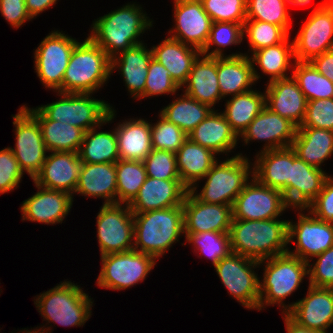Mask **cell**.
<instances>
[{
    "label": "cell",
    "instance_id": "cell-1",
    "mask_svg": "<svg viewBox=\"0 0 333 333\" xmlns=\"http://www.w3.org/2000/svg\"><path fill=\"white\" fill-rule=\"evenodd\" d=\"M288 221L232 219L229 230L231 251L263 261L288 251Z\"/></svg>",
    "mask_w": 333,
    "mask_h": 333
},
{
    "label": "cell",
    "instance_id": "cell-2",
    "mask_svg": "<svg viewBox=\"0 0 333 333\" xmlns=\"http://www.w3.org/2000/svg\"><path fill=\"white\" fill-rule=\"evenodd\" d=\"M140 5L127 4L97 18L88 37L112 59L120 52L142 43L139 36L152 27Z\"/></svg>",
    "mask_w": 333,
    "mask_h": 333
},
{
    "label": "cell",
    "instance_id": "cell-3",
    "mask_svg": "<svg viewBox=\"0 0 333 333\" xmlns=\"http://www.w3.org/2000/svg\"><path fill=\"white\" fill-rule=\"evenodd\" d=\"M133 249L159 259L184 234L183 206L133 213Z\"/></svg>",
    "mask_w": 333,
    "mask_h": 333
},
{
    "label": "cell",
    "instance_id": "cell-4",
    "mask_svg": "<svg viewBox=\"0 0 333 333\" xmlns=\"http://www.w3.org/2000/svg\"><path fill=\"white\" fill-rule=\"evenodd\" d=\"M111 75V58L87 37L74 47L62 80V93L93 94Z\"/></svg>",
    "mask_w": 333,
    "mask_h": 333
},
{
    "label": "cell",
    "instance_id": "cell-5",
    "mask_svg": "<svg viewBox=\"0 0 333 333\" xmlns=\"http://www.w3.org/2000/svg\"><path fill=\"white\" fill-rule=\"evenodd\" d=\"M264 262L263 280L259 281L258 311L265 305L278 304L283 307L282 313L286 314L287 305L283 300L298 289L304 277L309 276L308 262L288 252L264 259L259 264L263 265Z\"/></svg>",
    "mask_w": 333,
    "mask_h": 333
},
{
    "label": "cell",
    "instance_id": "cell-6",
    "mask_svg": "<svg viewBox=\"0 0 333 333\" xmlns=\"http://www.w3.org/2000/svg\"><path fill=\"white\" fill-rule=\"evenodd\" d=\"M71 281H64L38 295L34 304L43 320L62 326H83L91 317L92 299Z\"/></svg>",
    "mask_w": 333,
    "mask_h": 333
},
{
    "label": "cell",
    "instance_id": "cell-7",
    "mask_svg": "<svg viewBox=\"0 0 333 333\" xmlns=\"http://www.w3.org/2000/svg\"><path fill=\"white\" fill-rule=\"evenodd\" d=\"M213 164L210 171L203 177L207 179L200 193L193 186L190 191L202 202L233 206L236 197L253 176L250 160L242 153L225 161ZM251 167V169H250Z\"/></svg>",
    "mask_w": 333,
    "mask_h": 333
},
{
    "label": "cell",
    "instance_id": "cell-8",
    "mask_svg": "<svg viewBox=\"0 0 333 333\" xmlns=\"http://www.w3.org/2000/svg\"><path fill=\"white\" fill-rule=\"evenodd\" d=\"M56 102L38 108L53 121L68 123L84 132L110 123L115 110L107 102L95 99L89 93H61ZM92 97V98H91Z\"/></svg>",
    "mask_w": 333,
    "mask_h": 333
},
{
    "label": "cell",
    "instance_id": "cell-9",
    "mask_svg": "<svg viewBox=\"0 0 333 333\" xmlns=\"http://www.w3.org/2000/svg\"><path fill=\"white\" fill-rule=\"evenodd\" d=\"M97 285L111 290H125L145 280L156 259L135 249L101 256Z\"/></svg>",
    "mask_w": 333,
    "mask_h": 333
},
{
    "label": "cell",
    "instance_id": "cell-10",
    "mask_svg": "<svg viewBox=\"0 0 333 333\" xmlns=\"http://www.w3.org/2000/svg\"><path fill=\"white\" fill-rule=\"evenodd\" d=\"M259 266L258 261L231 252L214 268L228 293L237 302L245 308L258 310L260 278L253 269Z\"/></svg>",
    "mask_w": 333,
    "mask_h": 333
},
{
    "label": "cell",
    "instance_id": "cell-11",
    "mask_svg": "<svg viewBox=\"0 0 333 333\" xmlns=\"http://www.w3.org/2000/svg\"><path fill=\"white\" fill-rule=\"evenodd\" d=\"M78 41L62 31H52L34 52V63L41 83L62 93V80L72 51Z\"/></svg>",
    "mask_w": 333,
    "mask_h": 333
},
{
    "label": "cell",
    "instance_id": "cell-12",
    "mask_svg": "<svg viewBox=\"0 0 333 333\" xmlns=\"http://www.w3.org/2000/svg\"><path fill=\"white\" fill-rule=\"evenodd\" d=\"M104 204L97 215V239L101 256L133 249L134 217L129 205Z\"/></svg>",
    "mask_w": 333,
    "mask_h": 333
},
{
    "label": "cell",
    "instance_id": "cell-13",
    "mask_svg": "<svg viewBox=\"0 0 333 333\" xmlns=\"http://www.w3.org/2000/svg\"><path fill=\"white\" fill-rule=\"evenodd\" d=\"M297 62H311L324 52L333 50V7L321 2L307 17L293 40Z\"/></svg>",
    "mask_w": 333,
    "mask_h": 333
},
{
    "label": "cell",
    "instance_id": "cell-14",
    "mask_svg": "<svg viewBox=\"0 0 333 333\" xmlns=\"http://www.w3.org/2000/svg\"><path fill=\"white\" fill-rule=\"evenodd\" d=\"M15 148L10 147L19 167L32 178L41 171L48 152L37 119L24 107L13 115Z\"/></svg>",
    "mask_w": 333,
    "mask_h": 333
},
{
    "label": "cell",
    "instance_id": "cell-15",
    "mask_svg": "<svg viewBox=\"0 0 333 333\" xmlns=\"http://www.w3.org/2000/svg\"><path fill=\"white\" fill-rule=\"evenodd\" d=\"M251 180L235 199L232 206L233 219H276L285 209L290 208L280 190L261 184L253 176Z\"/></svg>",
    "mask_w": 333,
    "mask_h": 333
},
{
    "label": "cell",
    "instance_id": "cell-16",
    "mask_svg": "<svg viewBox=\"0 0 333 333\" xmlns=\"http://www.w3.org/2000/svg\"><path fill=\"white\" fill-rule=\"evenodd\" d=\"M297 210H300L297 223L288 221V244L296 238V249L294 251L288 249L287 252L309 262L313 260L312 257L333 246V223L316 218L310 211L307 215L303 214L302 211L306 208H297Z\"/></svg>",
    "mask_w": 333,
    "mask_h": 333
},
{
    "label": "cell",
    "instance_id": "cell-17",
    "mask_svg": "<svg viewBox=\"0 0 333 333\" xmlns=\"http://www.w3.org/2000/svg\"><path fill=\"white\" fill-rule=\"evenodd\" d=\"M175 26L170 37L200 51L205 47L213 24L200 0H174ZM173 31V32H172Z\"/></svg>",
    "mask_w": 333,
    "mask_h": 333
},
{
    "label": "cell",
    "instance_id": "cell-18",
    "mask_svg": "<svg viewBox=\"0 0 333 333\" xmlns=\"http://www.w3.org/2000/svg\"><path fill=\"white\" fill-rule=\"evenodd\" d=\"M182 206L184 234L229 232L233 219L232 206L202 202L190 190Z\"/></svg>",
    "mask_w": 333,
    "mask_h": 333
},
{
    "label": "cell",
    "instance_id": "cell-19",
    "mask_svg": "<svg viewBox=\"0 0 333 333\" xmlns=\"http://www.w3.org/2000/svg\"><path fill=\"white\" fill-rule=\"evenodd\" d=\"M287 314L305 328L328 333L333 325V288L309 285L303 299L287 306Z\"/></svg>",
    "mask_w": 333,
    "mask_h": 333
},
{
    "label": "cell",
    "instance_id": "cell-20",
    "mask_svg": "<svg viewBox=\"0 0 333 333\" xmlns=\"http://www.w3.org/2000/svg\"><path fill=\"white\" fill-rule=\"evenodd\" d=\"M297 126L290 120L272 112L266 106L240 135L244 144L252 140L265 141L261 152L291 147Z\"/></svg>",
    "mask_w": 333,
    "mask_h": 333
},
{
    "label": "cell",
    "instance_id": "cell-21",
    "mask_svg": "<svg viewBox=\"0 0 333 333\" xmlns=\"http://www.w3.org/2000/svg\"><path fill=\"white\" fill-rule=\"evenodd\" d=\"M82 161L78 152H51L33 181L44 188L63 191L73 196Z\"/></svg>",
    "mask_w": 333,
    "mask_h": 333
},
{
    "label": "cell",
    "instance_id": "cell-22",
    "mask_svg": "<svg viewBox=\"0 0 333 333\" xmlns=\"http://www.w3.org/2000/svg\"><path fill=\"white\" fill-rule=\"evenodd\" d=\"M188 188L181 180H163L146 177L137 196L129 204L133 213L182 206Z\"/></svg>",
    "mask_w": 333,
    "mask_h": 333
},
{
    "label": "cell",
    "instance_id": "cell-23",
    "mask_svg": "<svg viewBox=\"0 0 333 333\" xmlns=\"http://www.w3.org/2000/svg\"><path fill=\"white\" fill-rule=\"evenodd\" d=\"M34 184L38 192L23 201L20 208L22 220L47 225L62 223L65 216L70 212L74 197L63 191L44 188L35 182Z\"/></svg>",
    "mask_w": 333,
    "mask_h": 333
},
{
    "label": "cell",
    "instance_id": "cell-24",
    "mask_svg": "<svg viewBox=\"0 0 333 333\" xmlns=\"http://www.w3.org/2000/svg\"><path fill=\"white\" fill-rule=\"evenodd\" d=\"M266 86L265 106L300 127L305 117L307 100L293 76L272 81Z\"/></svg>",
    "mask_w": 333,
    "mask_h": 333
},
{
    "label": "cell",
    "instance_id": "cell-25",
    "mask_svg": "<svg viewBox=\"0 0 333 333\" xmlns=\"http://www.w3.org/2000/svg\"><path fill=\"white\" fill-rule=\"evenodd\" d=\"M217 75L221 96L237 95L251 90L261 78L246 53L217 57Z\"/></svg>",
    "mask_w": 333,
    "mask_h": 333
},
{
    "label": "cell",
    "instance_id": "cell-26",
    "mask_svg": "<svg viewBox=\"0 0 333 333\" xmlns=\"http://www.w3.org/2000/svg\"><path fill=\"white\" fill-rule=\"evenodd\" d=\"M252 171L261 184L280 190L290 206L291 147L259 152Z\"/></svg>",
    "mask_w": 333,
    "mask_h": 333
},
{
    "label": "cell",
    "instance_id": "cell-27",
    "mask_svg": "<svg viewBox=\"0 0 333 333\" xmlns=\"http://www.w3.org/2000/svg\"><path fill=\"white\" fill-rule=\"evenodd\" d=\"M329 177L322 169L304 162L291 148L290 207L307 208Z\"/></svg>",
    "mask_w": 333,
    "mask_h": 333
},
{
    "label": "cell",
    "instance_id": "cell-28",
    "mask_svg": "<svg viewBox=\"0 0 333 333\" xmlns=\"http://www.w3.org/2000/svg\"><path fill=\"white\" fill-rule=\"evenodd\" d=\"M184 86L186 95L213 108L223 98L218 84L217 57L200 54L194 61L182 87Z\"/></svg>",
    "mask_w": 333,
    "mask_h": 333
},
{
    "label": "cell",
    "instance_id": "cell-29",
    "mask_svg": "<svg viewBox=\"0 0 333 333\" xmlns=\"http://www.w3.org/2000/svg\"><path fill=\"white\" fill-rule=\"evenodd\" d=\"M142 43L120 52L111 59V73L115 68L120 70L125 85L134 99L145 91L148 66L153 58L151 49Z\"/></svg>",
    "mask_w": 333,
    "mask_h": 333
},
{
    "label": "cell",
    "instance_id": "cell-30",
    "mask_svg": "<svg viewBox=\"0 0 333 333\" xmlns=\"http://www.w3.org/2000/svg\"><path fill=\"white\" fill-rule=\"evenodd\" d=\"M188 138L215 154L231 152L239 137L232 130L223 113L213 110L189 134Z\"/></svg>",
    "mask_w": 333,
    "mask_h": 333
},
{
    "label": "cell",
    "instance_id": "cell-31",
    "mask_svg": "<svg viewBox=\"0 0 333 333\" xmlns=\"http://www.w3.org/2000/svg\"><path fill=\"white\" fill-rule=\"evenodd\" d=\"M116 164L82 162L74 193L87 197L104 198V204L116 203Z\"/></svg>",
    "mask_w": 333,
    "mask_h": 333
},
{
    "label": "cell",
    "instance_id": "cell-32",
    "mask_svg": "<svg viewBox=\"0 0 333 333\" xmlns=\"http://www.w3.org/2000/svg\"><path fill=\"white\" fill-rule=\"evenodd\" d=\"M151 51L153 58L163 64L180 88L187 81L194 61L201 54L199 49L170 36L158 46H152Z\"/></svg>",
    "mask_w": 333,
    "mask_h": 333
},
{
    "label": "cell",
    "instance_id": "cell-33",
    "mask_svg": "<svg viewBox=\"0 0 333 333\" xmlns=\"http://www.w3.org/2000/svg\"><path fill=\"white\" fill-rule=\"evenodd\" d=\"M116 127L119 158L144 161L152 151L150 122L142 118L130 119Z\"/></svg>",
    "mask_w": 333,
    "mask_h": 333
},
{
    "label": "cell",
    "instance_id": "cell-34",
    "mask_svg": "<svg viewBox=\"0 0 333 333\" xmlns=\"http://www.w3.org/2000/svg\"><path fill=\"white\" fill-rule=\"evenodd\" d=\"M23 106L37 119L48 152H79L85 133L82 129L50 120L38 107Z\"/></svg>",
    "mask_w": 333,
    "mask_h": 333
},
{
    "label": "cell",
    "instance_id": "cell-35",
    "mask_svg": "<svg viewBox=\"0 0 333 333\" xmlns=\"http://www.w3.org/2000/svg\"><path fill=\"white\" fill-rule=\"evenodd\" d=\"M291 148L304 162L321 169V164L333 154V131L298 127Z\"/></svg>",
    "mask_w": 333,
    "mask_h": 333
},
{
    "label": "cell",
    "instance_id": "cell-36",
    "mask_svg": "<svg viewBox=\"0 0 333 333\" xmlns=\"http://www.w3.org/2000/svg\"><path fill=\"white\" fill-rule=\"evenodd\" d=\"M177 168L181 182L190 190L210 171L217 161L212 150L192 142L189 138L178 149Z\"/></svg>",
    "mask_w": 333,
    "mask_h": 333
},
{
    "label": "cell",
    "instance_id": "cell-37",
    "mask_svg": "<svg viewBox=\"0 0 333 333\" xmlns=\"http://www.w3.org/2000/svg\"><path fill=\"white\" fill-rule=\"evenodd\" d=\"M265 107V93L257 90L237 94L226 101L223 115L240 138L247 126Z\"/></svg>",
    "mask_w": 333,
    "mask_h": 333
},
{
    "label": "cell",
    "instance_id": "cell-38",
    "mask_svg": "<svg viewBox=\"0 0 333 333\" xmlns=\"http://www.w3.org/2000/svg\"><path fill=\"white\" fill-rule=\"evenodd\" d=\"M289 40L288 36L281 43L253 52L250 57L253 65L257 64L256 66H259L264 74L269 75V83L289 77L286 71L294 65L290 61L292 59L295 61L293 41L289 42Z\"/></svg>",
    "mask_w": 333,
    "mask_h": 333
},
{
    "label": "cell",
    "instance_id": "cell-39",
    "mask_svg": "<svg viewBox=\"0 0 333 333\" xmlns=\"http://www.w3.org/2000/svg\"><path fill=\"white\" fill-rule=\"evenodd\" d=\"M96 128L84 133L78 152L80 160L85 163H116L120 158L115 129L98 132Z\"/></svg>",
    "mask_w": 333,
    "mask_h": 333
},
{
    "label": "cell",
    "instance_id": "cell-40",
    "mask_svg": "<svg viewBox=\"0 0 333 333\" xmlns=\"http://www.w3.org/2000/svg\"><path fill=\"white\" fill-rule=\"evenodd\" d=\"M181 95V98L176 97L171 104L162 108L160 115L188 135L213 109L185 93Z\"/></svg>",
    "mask_w": 333,
    "mask_h": 333
},
{
    "label": "cell",
    "instance_id": "cell-41",
    "mask_svg": "<svg viewBox=\"0 0 333 333\" xmlns=\"http://www.w3.org/2000/svg\"><path fill=\"white\" fill-rule=\"evenodd\" d=\"M116 203L129 205L147 177L143 161L121 160L116 163Z\"/></svg>",
    "mask_w": 333,
    "mask_h": 333
},
{
    "label": "cell",
    "instance_id": "cell-42",
    "mask_svg": "<svg viewBox=\"0 0 333 333\" xmlns=\"http://www.w3.org/2000/svg\"><path fill=\"white\" fill-rule=\"evenodd\" d=\"M291 74L307 101L333 98V82L319 73L310 62L293 61Z\"/></svg>",
    "mask_w": 333,
    "mask_h": 333
},
{
    "label": "cell",
    "instance_id": "cell-43",
    "mask_svg": "<svg viewBox=\"0 0 333 333\" xmlns=\"http://www.w3.org/2000/svg\"><path fill=\"white\" fill-rule=\"evenodd\" d=\"M184 235L187 243L193 244L194 252L196 250V252L209 257L208 259H211L213 266L232 252L229 232L209 231Z\"/></svg>",
    "mask_w": 333,
    "mask_h": 333
},
{
    "label": "cell",
    "instance_id": "cell-44",
    "mask_svg": "<svg viewBox=\"0 0 333 333\" xmlns=\"http://www.w3.org/2000/svg\"><path fill=\"white\" fill-rule=\"evenodd\" d=\"M284 0H247V20H258L282 27L288 34L292 24Z\"/></svg>",
    "mask_w": 333,
    "mask_h": 333
},
{
    "label": "cell",
    "instance_id": "cell-45",
    "mask_svg": "<svg viewBox=\"0 0 333 333\" xmlns=\"http://www.w3.org/2000/svg\"><path fill=\"white\" fill-rule=\"evenodd\" d=\"M247 40L251 53L283 42L290 36L282 27L258 20H246L243 24V35Z\"/></svg>",
    "mask_w": 333,
    "mask_h": 333
},
{
    "label": "cell",
    "instance_id": "cell-46",
    "mask_svg": "<svg viewBox=\"0 0 333 333\" xmlns=\"http://www.w3.org/2000/svg\"><path fill=\"white\" fill-rule=\"evenodd\" d=\"M243 25L235 22H213L208 41L201 50V55L210 57L225 56L221 47L238 45L243 41ZM216 45L215 49L209 52L210 47Z\"/></svg>",
    "mask_w": 333,
    "mask_h": 333
},
{
    "label": "cell",
    "instance_id": "cell-47",
    "mask_svg": "<svg viewBox=\"0 0 333 333\" xmlns=\"http://www.w3.org/2000/svg\"><path fill=\"white\" fill-rule=\"evenodd\" d=\"M159 118L157 123L154 125L151 124L152 149H162L176 154L178 149L187 140L188 135L160 114Z\"/></svg>",
    "mask_w": 333,
    "mask_h": 333
},
{
    "label": "cell",
    "instance_id": "cell-48",
    "mask_svg": "<svg viewBox=\"0 0 333 333\" xmlns=\"http://www.w3.org/2000/svg\"><path fill=\"white\" fill-rule=\"evenodd\" d=\"M204 11L213 22H235L244 24L247 20V0H200Z\"/></svg>",
    "mask_w": 333,
    "mask_h": 333
},
{
    "label": "cell",
    "instance_id": "cell-49",
    "mask_svg": "<svg viewBox=\"0 0 333 333\" xmlns=\"http://www.w3.org/2000/svg\"><path fill=\"white\" fill-rule=\"evenodd\" d=\"M147 177L163 180H180L176 155L162 149H152L143 161Z\"/></svg>",
    "mask_w": 333,
    "mask_h": 333
},
{
    "label": "cell",
    "instance_id": "cell-50",
    "mask_svg": "<svg viewBox=\"0 0 333 333\" xmlns=\"http://www.w3.org/2000/svg\"><path fill=\"white\" fill-rule=\"evenodd\" d=\"M179 89L180 87L171 78L169 71L163 64L152 58L148 66L145 91L139 99L169 93L173 95Z\"/></svg>",
    "mask_w": 333,
    "mask_h": 333
},
{
    "label": "cell",
    "instance_id": "cell-51",
    "mask_svg": "<svg viewBox=\"0 0 333 333\" xmlns=\"http://www.w3.org/2000/svg\"><path fill=\"white\" fill-rule=\"evenodd\" d=\"M300 127L333 131V98L307 101L305 117Z\"/></svg>",
    "mask_w": 333,
    "mask_h": 333
},
{
    "label": "cell",
    "instance_id": "cell-52",
    "mask_svg": "<svg viewBox=\"0 0 333 333\" xmlns=\"http://www.w3.org/2000/svg\"><path fill=\"white\" fill-rule=\"evenodd\" d=\"M315 257L316 263L308 262L309 285L333 288V246Z\"/></svg>",
    "mask_w": 333,
    "mask_h": 333
},
{
    "label": "cell",
    "instance_id": "cell-53",
    "mask_svg": "<svg viewBox=\"0 0 333 333\" xmlns=\"http://www.w3.org/2000/svg\"><path fill=\"white\" fill-rule=\"evenodd\" d=\"M23 173L10 147L0 150V194L18 188Z\"/></svg>",
    "mask_w": 333,
    "mask_h": 333
},
{
    "label": "cell",
    "instance_id": "cell-54",
    "mask_svg": "<svg viewBox=\"0 0 333 333\" xmlns=\"http://www.w3.org/2000/svg\"><path fill=\"white\" fill-rule=\"evenodd\" d=\"M306 209H310L316 218L333 223V177H329L317 198Z\"/></svg>",
    "mask_w": 333,
    "mask_h": 333
},
{
    "label": "cell",
    "instance_id": "cell-55",
    "mask_svg": "<svg viewBox=\"0 0 333 333\" xmlns=\"http://www.w3.org/2000/svg\"><path fill=\"white\" fill-rule=\"evenodd\" d=\"M0 13L14 28H19L32 19L27 11L25 0H0Z\"/></svg>",
    "mask_w": 333,
    "mask_h": 333
},
{
    "label": "cell",
    "instance_id": "cell-56",
    "mask_svg": "<svg viewBox=\"0 0 333 333\" xmlns=\"http://www.w3.org/2000/svg\"><path fill=\"white\" fill-rule=\"evenodd\" d=\"M310 63L319 73L333 82V50L322 53Z\"/></svg>",
    "mask_w": 333,
    "mask_h": 333
},
{
    "label": "cell",
    "instance_id": "cell-57",
    "mask_svg": "<svg viewBox=\"0 0 333 333\" xmlns=\"http://www.w3.org/2000/svg\"><path fill=\"white\" fill-rule=\"evenodd\" d=\"M58 0H25L27 11L31 18L38 16L49 7L56 4Z\"/></svg>",
    "mask_w": 333,
    "mask_h": 333
},
{
    "label": "cell",
    "instance_id": "cell-58",
    "mask_svg": "<svg viewBox=\"0 0 333 333\" xmlns=\"http://www.w3.org/2000/svg\"><path fill=\"white\" fill-rule=\"evenodd\" d=\"M287 333H322L316 330L305 328L294 321L287 313L283 314Z\"/></svg>",
    "mask_w": 333,
    "mask_h": 333
},
{
    "label": "cell",
    "instance_id": "cell-59",
    "mask_svg": "<svg viewBox=\"0 0 333 333\" xmlns=\"http://www.w3.org/2000/svg\"><path fill=\"white\" fill-rule=\"evenodd\" d=\"M311 2V0H284V5L286 10H288V4L290 5H294V6H306L307 4H309Z\"/></svg>",
    "mask_w": 333,
    "mask_h": 333
},
{
    "label": "cell",
    "instance_id": "cell-60",
    "mask_svg": "<svg viewBox=\"0 0 333 333\" xmlns=\"http://www.w3.org/2000/svg\"><path fill=\"white\" fill-rule=\"evenodd\" d=\"M42 328H43V327H40V329H37V328H36V329L33 330V331H32V330H30V331H29V330H28V331L26 330V332H23V333H51V332H50V330H52V329H50L51 327H47V328H43V329H42ZM39 330H40V331H39ZM46 331H47V332H46Z\"/></svg>",
    "mask_w": 333,
    "mask_h": 333
},
{
    "label": "cell",
    "instance_id": "cell-61",
    "mask_svg": "<svg viewBox=\"0 0 333 333\" xmlns=\"http://www.w3.org/2000/svg\"><path fill=\"white\" fill-rule=\"evenodd\" d=\"M327 5L333 7V0H326Z\"/></svg>",
    "mask_w": 333,
    "mask_h": 333
}]
</instances>
